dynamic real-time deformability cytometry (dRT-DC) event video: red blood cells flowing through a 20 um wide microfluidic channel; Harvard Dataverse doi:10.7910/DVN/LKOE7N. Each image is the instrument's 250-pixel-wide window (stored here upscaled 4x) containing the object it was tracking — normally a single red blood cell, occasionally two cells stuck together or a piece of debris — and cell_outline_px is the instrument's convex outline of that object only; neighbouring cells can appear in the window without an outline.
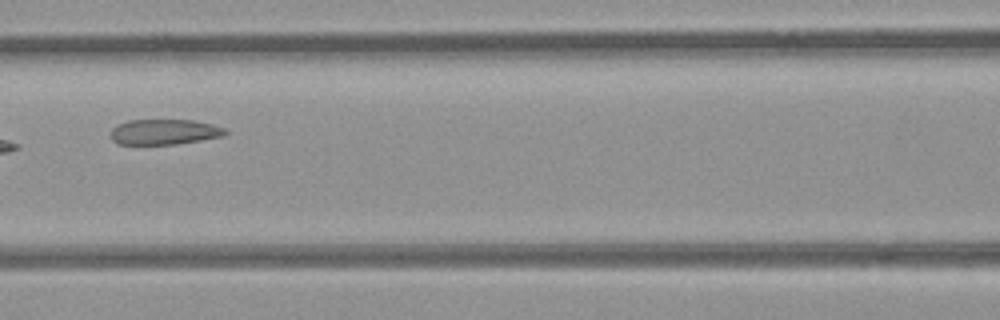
{"species": "common noctule bat (a hibernating species)", "species_latin": "Nyctalus noctula", "temperature_condition": "room temperature", "stored_images_in_passage": 5, "camera_frame_rate_fps": 3000, "um_per_image_px": 0.085, "animal": {"sex": "female", "body_mass_g": 21.9}, "frame": {"image": 1, "passage_image": 4, "time_ms": 3.667, "image_size_px": [1000, 320], "cell_outline_px": [[228, 132], [224, 136], [176, 144], [116, 144], [112, 140], [112, 128], [128, 120], [192, 120], [212, 124], [224, 128]], "centroid_in_image_um": [13.98, 11.21], "position_along_channel_um": 152.6, "area_um2": 16.82}}
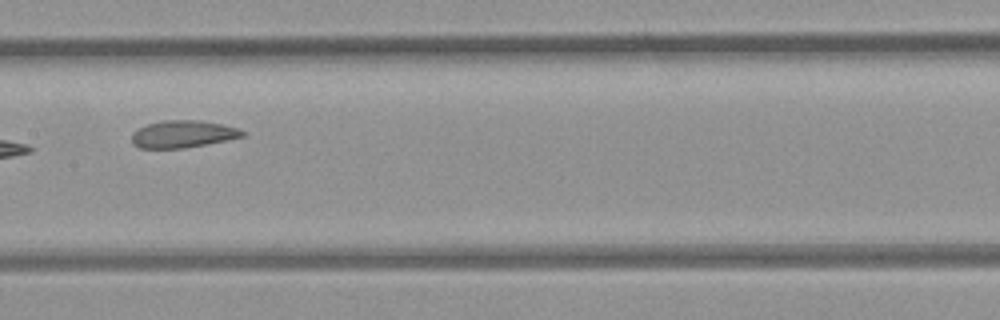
{"frame": {"image": 2, "passage_image": 5, "time_ms": 4.667, "image_size_px": [1000, 320], "cell_outline_px": [[244, 136], [228, 140], [184, 148], [140, 148], [132, 144], [132, 132], [148, 124], [164, 120], [200, 120], [220, 124], [236, 128], [244, 132]], "centroid_in_image_um": [15.52, 11.4], "position_along_channel_um": 191.9, "area_um2": 17.4}}